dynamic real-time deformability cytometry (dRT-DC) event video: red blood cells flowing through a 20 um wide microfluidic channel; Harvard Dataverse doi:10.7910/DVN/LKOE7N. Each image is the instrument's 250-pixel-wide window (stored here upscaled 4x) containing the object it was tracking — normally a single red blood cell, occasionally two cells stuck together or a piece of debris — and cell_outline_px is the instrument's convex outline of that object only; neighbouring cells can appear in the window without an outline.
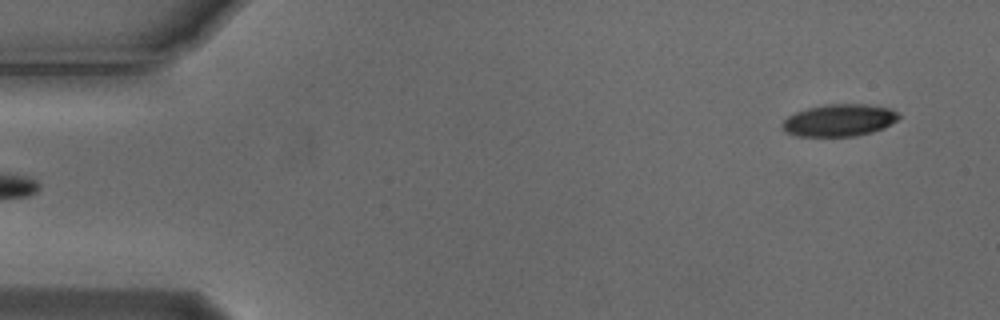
{"species": "Egyptian fruit bat (a non-hibernating species)", "species_latin": "Rousettus aegyptiacus", "temperature_condition": "cold", "stored_images_in_passage": 6, "segment_of_instrument_passage": [2, 2], "camera_frame_rate_fps": 3000, "um_per_image_px": 0.085, "animal": {"sex": "male"}, "frame": {"image": 1, "passage_image": 6, "time_ms": 1.667, "image_size_px": [1000, 320], "cell_outline_px": [[900, 116], [896, 120], [884, 128], [872, 132], [856, 136], [796, 136], [788, 132], [780, 124], [788, 116], [796, 112], [808, 108], [828, 104], [868, 104], [888, 108], [896, 112]], "centroid_in_image_um": [71.33, 10.22], "position_along_channel_um": 13.7, "area_um2": 21.62}}